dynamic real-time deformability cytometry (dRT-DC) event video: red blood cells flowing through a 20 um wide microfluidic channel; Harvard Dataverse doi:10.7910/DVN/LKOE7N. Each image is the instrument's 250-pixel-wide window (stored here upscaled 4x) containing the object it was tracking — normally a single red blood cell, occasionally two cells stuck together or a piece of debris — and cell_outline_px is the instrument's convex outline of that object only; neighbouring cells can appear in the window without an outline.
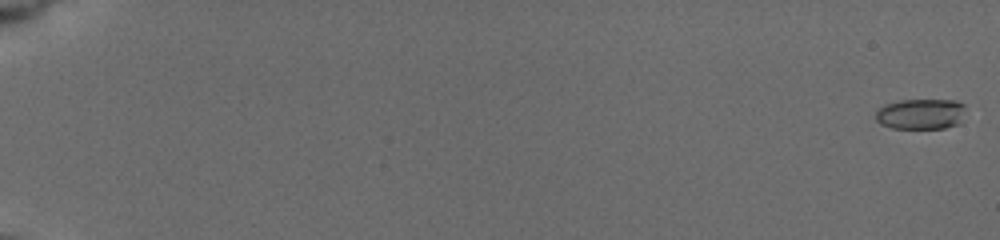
{"species": "common noctule bat (a hibernating species)", "species_latin": "Nyctalus noctula", "temperature_condition": "cold", "stored_images_in_passage": 44, "camera_frame_rate_fps": 3000, "um_per_image_px": 0.085, "animal": {"sex": "female", "body_mass_g": 19.5, "forearm_length_mm": 54.1}, "frame": {"image": 1, "passage_image": 1, "time_ms": 0.0, "image_size_px": [1000, 240], "cell_outline_px": [[964, 108], [960, 124], [944, 128], [892, 128], [880, 124], [876, 120], [876, 112], [884, 104], [900, 100], [956, 100], [964, 104]], "centroid_in_image_um": [78.26, 9.69], "position_along_channel_um": 6.7, "area_um2": 16.07}}
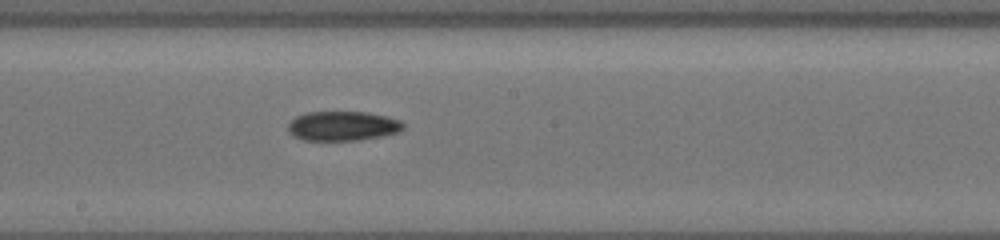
{"frame": {"image": 2, "passage_image": 26, "time_ms": 11.333, "image_size_px": [1000, 240], "cell_outline_px": [[404, 128], [396, 132], [380, 136], [356, 140], [304, 140], [288, 132], [288, 124], [296, 116], [308, 112], [368, 112], [388, 116], [400, 120], [404, 124]], "centroid_in_image_um": [29.13, 10.69], "position_along_channel_um": 219.1, "area_um2": 19.65}}
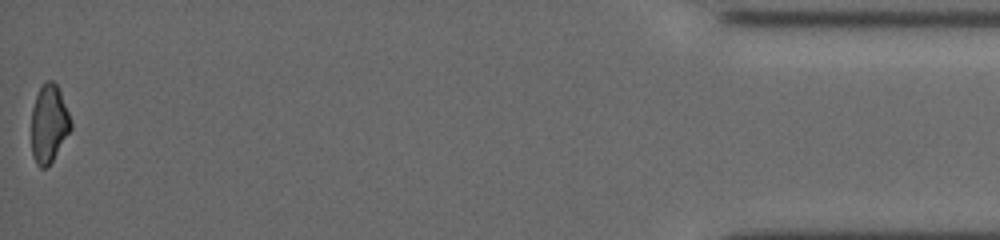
{"frame": {"image": 3, "passage_image": 44, "time_ms": 19.0, "image_size_px": [1000, 240], "cell_outline_px": [[72, 128], [48, 168], [40, 168], [36, 164], [32, 152], [32, 108], [36, 96], [40, 88], [48, 80], [52, 80], [56, 84], [60, 92], [72, 120]], "centroid_in_image_um": [4.17, 10.55], "position_along_channel_um": 431.0, "area_um2": 17.86}}